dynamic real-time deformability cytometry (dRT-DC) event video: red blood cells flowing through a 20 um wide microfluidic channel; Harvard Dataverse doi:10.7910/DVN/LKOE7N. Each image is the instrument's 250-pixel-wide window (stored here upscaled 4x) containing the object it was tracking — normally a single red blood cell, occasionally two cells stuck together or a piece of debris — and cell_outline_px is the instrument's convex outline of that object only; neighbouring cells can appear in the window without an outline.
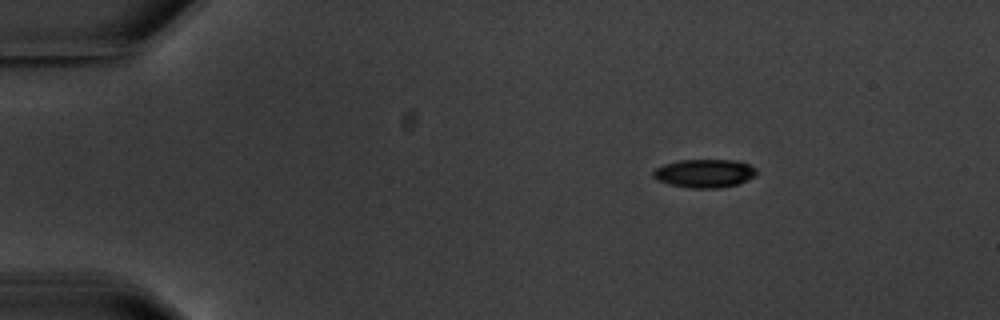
{"species": "common noctule bat (a hibernating species)", "species_latin": "Nyctalus noctula", "temperature_condition": "warm", "stored_images_in_passage": 5, "camera_frame_rate_fps": 3000, "um_per_image_px": 0.085, "animal": {"sex": "male", "body_mass_g": 20.1, "forearm_length_mm": 53.5}, "frame": {"image": 1, "passage_image": 2, "time_ms": 1.333, "image_size_px": [1000, 320], "cell_outline_px": [[756, 172], [748, 180], [736, 184], [720, 188], [688, 188], [656, 180], [652, 176], [652, 172], [656, 168], [664, 164], [680, 160], [736, 160], [748, 164], [756, 168]], "centroid_in_image_um": [59.86, 14.73], "position_along_channel_um": 25.1, "area_um2": 16.99}}
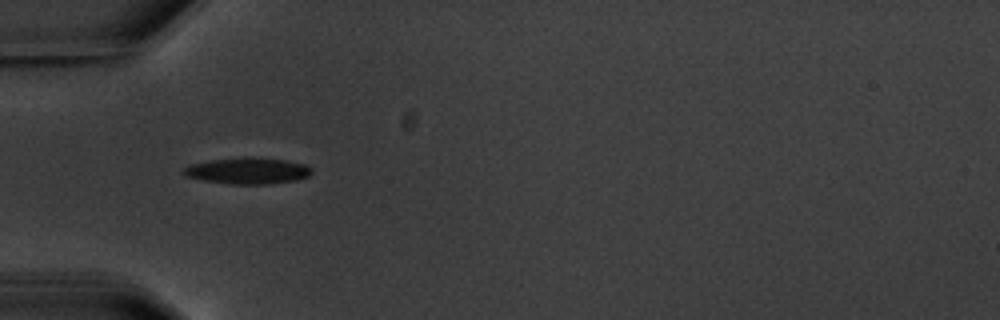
{"frame": {"image": 2, "passage_image": 4, "time_ms": 4.667, "image_size_px": [1000, 320], "cell_outline_px": [[312, 172], [308, 176], [296, 180], [268, 184], [232, 184], [204, 180], [188, 176], [180, 172], [184, 168], [192, 164], [212, 160], [240, 156], [252, 156], [288, 160], [304, 164], [312, 168]], "centroid_in_image_um": [21.09, 14.5], "position_along_channel_um": 63.9, "area_um2": 19.77}}